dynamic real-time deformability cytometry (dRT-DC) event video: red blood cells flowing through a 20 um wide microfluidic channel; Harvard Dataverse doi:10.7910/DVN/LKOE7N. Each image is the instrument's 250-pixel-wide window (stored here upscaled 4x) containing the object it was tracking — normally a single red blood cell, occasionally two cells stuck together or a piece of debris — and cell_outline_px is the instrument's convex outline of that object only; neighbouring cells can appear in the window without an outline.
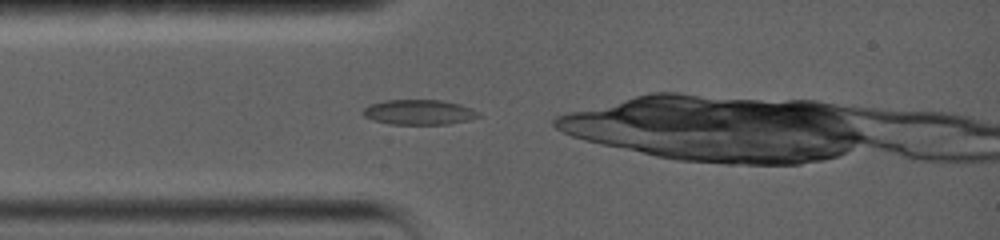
{"species": "common noctule bat (a hibernating species)", "species_latin": "Nyctalus noctula", "temperature_condition": "warm", "stored_images_in_passage": 46, "camera_frame_rate_fps": 5000, "um_per_image_px": 0.085, "animal": {"sex": "female", "body_mass_g": 19.0, "forearm_length_mm": 56.7}, "frame": {"image": 1, "passage_image": 1, "time_ms": 0.0, "image_size_px": [1000, 240], "cell_outline_px": [[480, 116], [468, 120], [448, 124], [388, 124], [372, 120], [364, 116], [360, 112], [368, 104], [384, 100], [440, 100], [460, 104], [472, 108], [480, 112]], "centroid_in_image_um": [35.58, 9.53], "position_along_channel_um": 49.4, "area_um2": 17.05}}
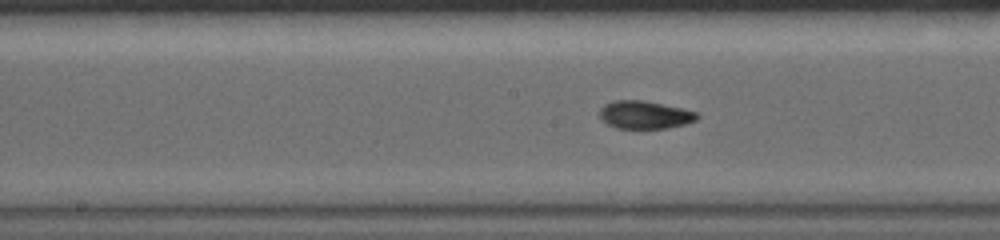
{"frame": {"image": 2, "passage_image": 14, "time_ms": 4.0, "image_size_px": [1000, 240], "cell_outline_px": [[700, 116], [696, 120], [684, 124], [668, 128], [616, 128], [608, 124], [600, 116], [600, 108], [604, 104], [616, 100], [644, 100], [680, 108], [696, 112]], "centroid_in_image_um": [54.8, 9.75], "position_along_channel_um": 193.4, "area_um2": 15.66}}
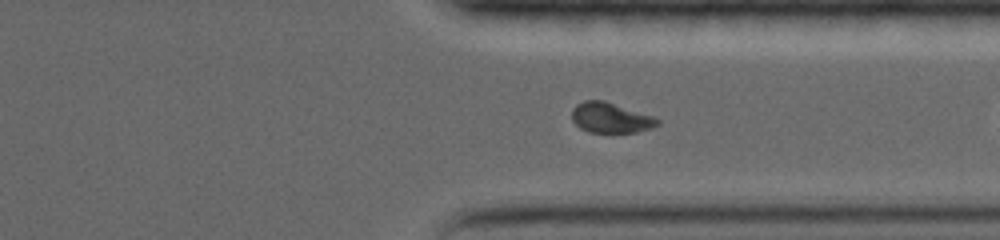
{"frame": {"image": 3, "passage_image": 35, "time_ms": 8.6, "image_size_px": [1000, 240], "cell_outline_px": [[660, 124], [636, 132], [588, 132], [580, 128], [572, 120], [572, 108], [576, 104], [584, 100], [604, 100], [652, 116], [660, 120]], "centroid_in_image_um": [51.86, 10.0], "position_along_channel_um": 359.5, "area_um2": 14.97}}